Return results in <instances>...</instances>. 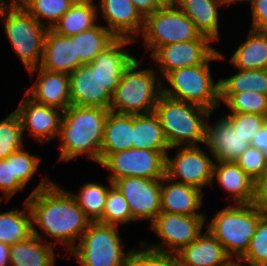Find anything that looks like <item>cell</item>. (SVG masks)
<instances>
[{
	"label": "cell",
	"instance_id": "6da1fadb",
	"mask_svg": "<svg viewBox=\"0 0 267 266\" xmlns=\"http://www.w3.org/2000/svg\"><path fill=\"white\" fill-rule=\"evenodd\" d=\"M31 212L32 234L50 236L71 251L77 238L87 230L92 222L77 204L71 191L57 186L50 179H42L40 184L26 198ZM36 224V225H35ZM35 225V227H34Z\"/></svg>",
	"mask_w": 267,
	"mask_h": 266
},
{
	"label": "cell",
	"instance_id": "7a4b0ae2",
	"mask_svg": "<svg viewBox=\"0 0 267 266\" xmlns=\"http://www.w3.org/2000/svg\"><path fill=\"white\" fill-rule=\"evenodd\" d=\"M109 109L70 105L63 111L59 140L62 161H70L87 154L100 164L101 145L104 136L105 120Z\"/></svg>",
	"mask_w": 267,
	"mask_h": 266
},
{
	"label": "cell",
	"instance_id": "3957f363",
	"mask_svg": "<svg viewBox=\"0 0 267 266\" xmlns=\"http://www.w3.org/2000/svg\"><path fill=\"white\" fill-rule=\"evenodd\" d=\"M210 112L201 106L174 100L163 94L154 108L170 148L196 146L198 142L204 144L206 119Z\"/></svg>",
	"mask_w": 267,
	"mask_h": 266
},
{
	"label": "cell",
	"instance_id": "277c9868",
	"mask_svg": "<svg viewBox=\"0 0 267 266\" xmlns=\"http://www.w3.org/2000/svg\"><path fill=\"white\" fill-rule=\"evenodd\" d=\"M136 58L124 70L109 110L119 114L144 115L154 112L162 82L153 69L138 70L141 66Z\"/></svg>",
	"mask_w": 267,
	"mask_h": 266
},
{
	"label": "cell",
	"instance_id": "5b68a950",
	"mask_svg": "<svg viewBox=\"0 0 267 266\" xmlns=\"http://www.w3.org/2000/svg\"><path fill=\"white\" fill-rule=\"evenodd\" d=\"M255 205L231 204L208 224V231L223 245L228 256L239 261L247 252L259 219L265 214Z\"/></svg>",
	"mask_w": 267,
	"mask_h": 266
},
{
	"label": "cell",
	"instance_id": "8992f818",
	"mask_svg": "<svg viewBox=\"0 0 267 266\" xmlns=\"http://www.w3.org/2000/svg\"><path fill=\"white\" fill-rule=\"evenodd\" d=\"M4 31L27 71L39 67L48 28L40 24L17 0H10L0 12Z\"/></svg>",
	"mask_w": 267,
	"mask_h": 266
},
{
	"label": "cell",
	"instance_id": "52a82bcc",
	"mask_svg": "<svg viewBox=\"0 0 267 266\" xmlns=\"http://www.w3.org/2000/svg\"><path fill=\"white\" fill-rule=\"evenodd\" d=\"M226 59L217 50L206 62L173 70L164 78L170 87L162 83V94L174 100L201 106L211 112L220 105L219 82L214 83L210 61Z\"/></svg>",
	"mask_w": 267,
	"mask_h": 266
},
{
	"label": "cell",
	"instance_id": "ba28073f",
	"mask_svg": "<svg viewBox=\"0 0 267 266\" xmlns=\"http://www.w3.org/2000/svg\"><path fill=\"white\" fill-rule=\"evenodd\" d=\"M117 227L91 222L70 253L81 266H127L131 250L124 253Z\"/></svg>",
	"mask_w": 267,
	"mask_h": 266
},
{
	"label": "cell",
	"instance_id": "9c48e42d",
	"mask_svg": "<svg viewBox=\"0 0 267 266\" xmlns=\"http://www.w3.org/2000/svg\"><path fill=\"white\" fill-rule=\"evenodd\" d=\"M142 45L153 53L158 47L198 39L201 34L178 7L159 8L144 18Z\"/></svg>",
	"mask_w": 267,
	"mask_h": 266
},
{
	"label": "cell",
	"instance_id": "30bf717a",
	"mask_svg": "<svg viewBox=\"0 0 267 266\" xmlns=\"http://www.w3.org/2000/svg\"><path fill=\"white\" fill-rule=\"evenodd\" d=\"M167 154V151L131 148L108 155L100 164L111 170L108 177L111 183L124 177L162 179Z\"/></svg>",
	"mask_w": 267,
	"mask_h": 266
},
{
	"label": "cell",
	"instance_id": "8fae6325",
	"mask_svg": "<svg viewBox=\"0 0 267 266\" xmlns=\"http://www.w3.org/2000/svg\"><path fill=\"white\" fill-rule=\"evenodd\" d=\"M205 221V216L160 212L150 224V228L160 237L161 241L157 243L158 245H147L144 241L142 243L156 251L177 254L203 233Z\"/></svg>",
	"mask_w": 267,
	"mask_h": 266
},
{
	"label": "cell",
	"instance_id": "7c38bea8",
	"mask_svg": "<svg viewBox=\"0 0 267 266\" xmlns=\"http://www.w3.org/2000/svg\"><path fill=\"white\" fill-rule=\"evenodd\" d=\"M173 159L166 155L165 176L178 183L200 190L206 185L213 186L214 161L204 150L196 146H179ZM180 178V181L177 180Z\"/></svg>",
	"mask_w": 267,
	"mask_h": 266
},
{
	"label": "cell",
	"instance_id": "4fadbf2b",
	"mask_svg": "<svg viewBox=\"0 0 267 266\" xmlns=\"http://www.w3.org/2000/svg\"><path fill=\"white\" fill-rule=\"evenodd\" d=\"M127 201L134 221L153 220L161 212V179L124 177L113 182Z\"/></svg>",
	"mask_w": 267,
	"mask_h": 266
},
{
	"label": "cell",
	"instance_id": "5bb4252c",
	"mask_svg": "<svg viewBox=\"0 0 267 266\" xmlns=\"http://www.w3.org/2000/svg\"><path fill=\"white\" fill-rule=\"evenodd\" d=\"M210 38L201 35L196 40L177 42L158 47L151 57L156 60L160 73L165 77L173 70L199 65L206 62L217 49L213 48Z\"/></svg>",
	"mask_w": 267,
	"mask_h": 266
},
{
	"label": "cell",
	"instance_id": "9a60e30c",
	"mask_svg": "<svg viewBox=\"0 0 267 266\" xmlns=\"http://www.w3.org/2000/svg\"><path fill=\"white\" fill-rule=\"evenodd\" d=\"M15 112L21 119L23 133L26 129L38 142L59 137L63 116L60 109L36 103L25 95Z\"/></svg>",
	"mask_w": 267,
	"mask_h": 266
},
{
	"label": "cell",
	"instance_id": "2e32d148",
	"mask_svg": "<svg viewBox=\"0 0 267 266\" xmlns=\"http://www.w3.org/2000/svg\"><path fill=\"white\" fill-rule=\"evenodd\" d=\"M38 73L35 83L26 90V95L34 102L65 111L71 104L69 74L51 72L39 67L28 71Z\"/></svg>",
	"mask_w": 267,
	"mask_h": 266
},
{
	"label": "cell",
	"instance_id": "e0dca14e",
	"mask_svg": "<svg viewBox=\"0 0 267 266\" xmlns=\"http://www.w3.org/2000/svg\"><path fill=\"white\" fill-rule=\"evenodd\" d=\"M133 42L135 41L131 39L117 38L87 64L98 74L101 84L111 95L115 92L124 70L135 59L125 50V47Z\"/></svg>",
	"mask_w": 267,
	"mask_h": 266
},
{
	"label": "cell",
	"instance_id": "ac0fdd59",
	"mask_svg": "<svg viewBox=\"0 0 267 266\" xmlns=\"http://www.w3.org/2000/svg\"><path fill=\"white\" fill-rule=\"evenodd\" d=\"M72 105L109 109L112 95L101 84L98 74L87 64L69 74Z\"/></svg>",
	"mask_w": 267,
	"mask_h": 266
},
{
	"label": "cell",
	"instance_id": "d6986e66",
	"mask_svg": "<svg viewBox=\"0 0 267 266\" xmlns=\"http://www.w3.org/2000/svg\"><path fill=\"white\" fill-rule=\"evenodd\" d=\"M212 112L206 123L205 145L214 158L222 162H235L239 156L250 147L238 134H235L231 121L223 116L213 126L208 124Z\"/></svg>",
	"mask_w": 267,
	"mask_h": 266
},
{
	"label": "cell",
	"instance_id": "ffe728a7",
	"mask_svg": "<svg viewBox=\"0 0 267 266\" xmlns=\"http://www.w3.org/2000/svg\"><path fill=\"white\" fill-rule=\"evenodd\" d=\"M100 13L105 26L116 38H127L135 41L133 34L139 35L144 28V17L139 13L131 0H99Z\"/></svg>",
	"mask_w": 267,
	"mask_h": 266
},
{
	"label": "cell",
	"instance_id": "44dd1931",
	"mask_svg": "<svg viewBox=\"0 0 267 266\" xmlns=\"http://www.w3.org/2000/svg\"><path fill=\"white\" fill-rule=\"evenodd\" d=\"M78 67L79 57H76L75 40H72V36H63L52 28L48 29L39 68L70 74Z\"/></svg>",
	"mask_w": 267,
	"mask_h": 266
},
{
	"label": "cell",
	"instance_id": "7402d4cb",
	"mask_svg": "<svg viewBox=\"0 0 267 266\" xmlns=\"http://www.w3.org/2000/svg\"><path fill=\"white\" fill-rule=\"evenodd\" d=\"M162 182L167 184L164 186ZM202 197V190L196 187L175 182L166 176L161 179V212L205 216L197 212L202 206Z\"/></svg>",
	"mask_w": 267,
	"mask_h": 266
},
{
	"label": "cell",
	"instance_id": "603a6c76",
	"mask_svg": "<svg viewBox=\"0 0 267 266\" xmlns=\"http://www.w3.org/2000/svg\"><path fill=\"white\" fill-rule=\"evenodd\" d=\"M176 255L181 266H226L232 261L223 245L208 230Z\"/></svg>",
	"mask_w": 267,
	"mask_h": 266
},
{
	"label": "cell",
	"instance_id": "cb8c5ba5",
	"mask_svg": "<svg viewBox=\"0 0 267 266\" xmlns=\"http://www.w3.org/2000/svg\"><path fill=\"white\" fill-rule=\"evenodd\" d=\"M216 178L222 189L231 194L234 204H249L253 200L254 181L236 164V162L214 163L213 181Z\"/></svg>",
	"mask_w": 267,
	"mask_h": 266
},
{
	"label": "cell",
	"instance_id": "d4e9b609",
	"mask_svg": "<svg viewBox=\"0 0 267 266\" xmlns=\"http://www.w3.org/2000/svg\"><path fill=\"white\" fill-rule=\"evenodd\" d=\"M42 236L32 234L10 246L9 266H55L53 241L43 243Z\"/></svg>",
	"mask_w": 267,
	"mask_h": 266
},
{
	"label": "cell",
	"instance_id": "484cf974",
	"mask_svg": "<svg viewBox=\"0 0 267 266\" xmlns=\"http://www.w3.org/2000/svg\"><path fill=\"white\" fill-rule=\"evenodd\" d=\"M133 115L109 111L104 125L100 163L110 154L133 146Z\"/></svg>",
	"mask_w": 267,
	"mask_h": 266
},
{
	"label": "cell",
	"instance_id": "4316f807",
	"mask_svg": "<svg viewBox=\"0 0 267 266\" xmlns=\"http://www.w3.org/2000/svg\"><path fill=\"white\" fill-rule=\"evenodd\" d=\"M220 0H178L177 6L194 23L196 30L212 41H219Z\"/></svg>",
	"mask_w": 267,
	"mask_h": 266
},
{
	"label": "cell",
	"instance_id": "83f0119b",
	"mask_svg": "<svg viewBox=\"0 0 267 266\" xmlns=\"http://www.w3.org/2000/svg\"><path fill=\"white\" fill-rule=\"evenodd\" d=\"M247 36L230 62L240 70L267 69V32L250 29Z\"/></svg>",
	"mask_w": 267,
	"mask_h": 266
},
{
	"label": "cell",
	"instance_id": "f1b7e54d",
	"mask_svg": "<svg viewBox=\"0 0 267 266\" xmlns=\"http://www.w3.org/2000/svg\"><path fill=\"white\" fill-rule=\"evenodd\" d=\"M133 146L135 149L167 151L166 140L158 117L153 113L133 115Z\"/></svg>",
	"mask_w": 267,
	"mask_h": 266
},
{
	"label": "cell",
	"instance_id": "f546056e",
	"mask_svg": "<svg viewBox=\"0 0 267 266\" xmlns=\"http://www.w3.org/2000/svg\"><path fill=\"white\" fill-rule=\"evenodd\" d=\"M98 7L93 0L74 2L52 29L63 36H73L95 26Z\"/></svg>",
	"mask_w": 267,
	"mask_h": 266
},
{
	"label": "cell",
	"instance_id": "4dcf8cb0",
	"mask_svg": "<svg viewBox=\"0 0 267 266\" xmlns=\"http://www.w3.org/2000/svg\"><path fill=\"white\" fill-rule=\"evenodd\" d=\"M117 38L100 24L72 36L75 40L76 57L79 67L93 61L95 57L109 47Z\"/></svg>",
	"mask_w": 267,
	"mask_h": 266
},
{
	"label": "cell",
	"instance_id": "1f68e13d",
	"mask_svg": "<svg viewBox=\"0 0 267 266\" xmlns=\"http://www.w3.org/2000/svg\"><path fill=\"white\" fill-rule=\"evenodd\" d=\"M26 210V211H25ZM32 235V220L29 206L25 200L24 210L12 209L0 213V242L11 246Z\"/></svg>",
	"mask_w": 267,
	"mask_h": 266
},
{
	"label": "cell",
	"instance_id": "d6a6232c",
	"mask_svg": "<svg viewBox=\"0 0 267 266\" xmlns=\"http://www.w3.org/2000/svg\"><path fill=\"white\" fill-rule=\"evenodd\" d=\"M228 78H220L219 93L258 92L267 95V69L240 70Z\"/></svg>",
	"mask_w": 267,
	"mask_h": 266
},
{
	"label": "cell",
	"instance_id": "836d02e7",
	"mask_svg": "<svg viewBox=\"0 0 267 266\" xmlns=\"http://www.w3.org/2000/svg\"><path fill=\"white\" fill-rule=\"evenodd\" d=\"M109 183V187H107L89 182L82 185L79 194L72 193L77 204L92 222H98L102 218L106 196L110 186L113 185L110 181Z\"/></svg>",
	"mask_w": 267,
	"mask_h": 266
},
{
	"label": "cell",
	"instance_id": "e575fe53",
	"mask_svg": "<svg viewBox=\"0 0 267 266\" xmlns=\"http://www.w3.org/2000/svg\"><path fill=\"white\" fill-rule=\"evenodd\" d=\"M40 24L52 28L74 4V0H17ZM42 19L48 21L43 22Z\"/></svg>",
	"mask_w": 267,
	"mask_h": 266
},
{
	"label": "cell",
	"instance_id": "d590c367",
	"mask_svg": "<svg viewBox=\"0 0 267 266\" xmlns=\"http://www.w3.org/2000/svg\"><path fill=\"white\" fill-rule=\"evenodd\" d=\"M231 110V113L267 115V95L258 92L219 93V102Z\"/></svg>",
	"mask_w": 267,
	"mask_h": 266
},
{
	"label": "cell",
	"instance_id": "8d00e7d4",
	"mask_svg": "<svg viewBox=\"0 0 267 266\" xmlns=\"http://www.w3.org/2000/svg\"><path fill=\"white\" fill-rule=\"evenodd\" d=\"M23 129L19 115L13 111L0 121V160L23 148Z\"/></svg>",
	"mask_w": 267,
	"mask_h": 266
},
{
	"label": "cell",
	"instance_id": "74e56055",
	"mask_svg": "<svg viewBox=\"0 0 267 266\" xmlns=\"http://www.w3.org/2000/svg\"><path fill=\"white\" fill-rule=\"evenodd\" d=\"M129 221L134 220L127 201L114 185L110 186L106 196L102 218L98 222L118 226Z\"/></svg>",
	"mask_w": 267,
	"mask_h": 266
},
{
	"label": "cell",
	"instance_id": "f35d334b",
	"mask_svg": "<svg viewBox=\"0 0 267 266\" xmlns=\"http://www.w3.org/2000/svg\"><path fill=\"white\" fill-rule=\"evenodd\" d=\"M250 266H267V212L259 219L246 254L238 261Z\"/></svg>",
	"mask_w": 267,
	"mask_h": 266
},
{
	"label": "cell",
	"instance_id": "ab89813d",
	"mask_svg": "<svg viewBox=\"0 0 267 266\" xmlns=\"http://www.w3.org/2000/svg\"><path fill=\"white\" fill-rule=\"evenodd\" d=\"M141 248L131 249L127 266H181L176 254L156 251L140 242Z\"/></svg>",
	"mask_w": 267,
	"mask_h": 266
},
{
	"label": "cell",
	"instance_id": "60d3db41",
	"mask_svg": "<svg viewBox=\"0 0 267 266\" xmlns=\"http://www.w3.org/2000/svg\"><path fill=\"white\" fill-rule=\"evenodd\" d=\"M225 116L231 121L235 134H238L248 143L266 122V116L257 114L229 112Z\"/></svg>",
	"mask_w": 267,
	"mask_h": 266
},
{
	"label": "cell",
	"instance_id": "b9f144b4",
	"mask_svg": "<svg viewBox=\"0 0 267 266\" xmlns=\"http://www.w3.org/2000/svg\"><path fill=\"white\" fill-rule=\"evenodd\" d=\"M41 158L24 150V147L12 153L13 176L25 187L38 171Z\"/></svg>",
	"mask_w": 267,
	"mask_h": 266
},
{
	"label": "cell",
	"instance_id": "7bdbcfd3",
	"mask_svg": "<svg viewBox=\"0 0 267 266\" xmlns=\"http://www.w3.org/2000/svg\"><path fill=\"white\" fill-rule=\"evenodd\" d=\"M235 162L253 181L267 169V161L262 152L253 146L244 151Z\"/></svg>",
	"mask_w": 267,
	"mask_h": 266
},
{
	"label": "cell",
	"instance_id": "ee69618b",
	"mask_svg": "<svg viewBox=\"0 0 267 266\" xmlns=\"http://www.w3.org/2000/svg\"><path fill=\"white\" fill-rule=\"evenodd\" d=\"M24 186L13 176L12 154L0 160V190L9 200L16 192L23 190ZM4 197L0 196L3 200Z\"/></svg>",
	"mask_w": 267,
	"mask_h": 266
},
{
	"label": "cell",
	"instance_id": "f6af8a7d",
	"mask_svg": "<svg viewBox=\"0 0 267 266\" xmlns=\"http://www.w3.org/2000/svg\"><path fill=\"white\" fill-rule=\"evenodd\" d=\"M251 3V29L267 32V0H248Z\"/></svg>",
	"mask_w": 267,
	"mask_h": 266
},
{
	"label": "cell",
	"instance_id": "bcb514c9",
	"mask_svg": "<svg viewBox=\"0 0 267 266\" xmlns=\"http://www.w3.org/2000/svg\"><path fill=\"white\" fill-rule=\"evenodd\" d=\"M251 204L267 212V169L254 181V195Z\"/></svg>",
	"mask_w": 267,
	"mask_h": 266
},
{
	"label": "cell",
	"instance_id": "7dc6e473",
	"mask_svg": "<svg viewBox=\"0 0 267 266\" xmlns=\"http://www.w3.org/2000/svg\"><path fill=\"white\" fill-rule=\"evenodd\" d=\"M250 146L259 149L267 161V122L253 136Z\"/></svg>",
	"mask_w": 267,
	"mask_h": 266
},
{
	"label": "cell",
	"instance_id": "c3c4849f",
	"mask_svg": "<svg viewBox=\"0 0 267 266\" xmlns=\"http://www.w3.org/2000/svg\"><path fill=\"white\" fill-rule=\"evenodd\" d=\"M133 5L139 13L145 18L147 15L152 14L161 8L155 0H131Z\"/></svg>",
	"mask_w": 267,
	"mask_h": 266
},
{
	"label": "cell",
	"instance_id": "681fc988",
	"mask_svg": "<svg viewBox=\"0 0 267 266\" xmlns=\"http://www.w3.org/2000/svg\"><path fill=\"white\" fill-rule=\"evenodd\" d=\"M10 265V246L0 242V266Z\"/></svg>",
	"mask_w": 267,
	"mask_h": 266
},
{
	"label": "cell",
	"instance_id": "f907efd6",
	"mask_svg": "<svg viewBox=\"0 0 267 266\" xmlns=\"http://www.w3.org/2000/svg\"><path fill=\"white\" fill-rule=\"evenodd\" d=\"M155 2L161 7H174L177 6L178 0H155Z\"/></svg>",
	"mask_w": 267,
	"mask_h": 266
},
{
	"label": "cell",
	"instance_id": "816d5d0a",
	"mask_svg": "<svg viewBox=\"0 0 267 266\" xmlns=\"http://www.w3.org/2000/svg\"><path fill=\"white\" fill-rule=\"evenodd\" d=\"M220 1H221L222 3H224L226 6H227V5L229 6V5H231L232 3H234V2H235V3H236V2H239V1H240V2H241V1L244 2V1H248V0H220Z\"/></svg>",
	"mask_w": 267,
	"mask_h": 266
},
{
	"label": "cell",
	"instance_id": "f5cc1de1",
	"mask_svg": "<svg viewBox=\"0 0 267 266\" xmlns=\"http://www.w3.org/2000/svg\"><path fill=\"white\" fill-rule=\"evenodd\" d=\"M226 266H241V264L237 260H232L229 264Z\"/></svg>",
	"mask_w": 267,
	"mask_h": 266
},
{
	"label": "cell",
	"instance_id": "db71d44e",
	"mask_svg": "<svg viewBox=\"0 0 267 266\" xmlns=\"http://www.w3.org/2000/svg\"><path fill=\"white\" fill-rule=\"evenodd\" d=\"M7 4V2L5 0H0V12L2 10V8Z\"/></svg>",
	"mask_w": 267,
	"mask_h": 266
}]
</instances>
